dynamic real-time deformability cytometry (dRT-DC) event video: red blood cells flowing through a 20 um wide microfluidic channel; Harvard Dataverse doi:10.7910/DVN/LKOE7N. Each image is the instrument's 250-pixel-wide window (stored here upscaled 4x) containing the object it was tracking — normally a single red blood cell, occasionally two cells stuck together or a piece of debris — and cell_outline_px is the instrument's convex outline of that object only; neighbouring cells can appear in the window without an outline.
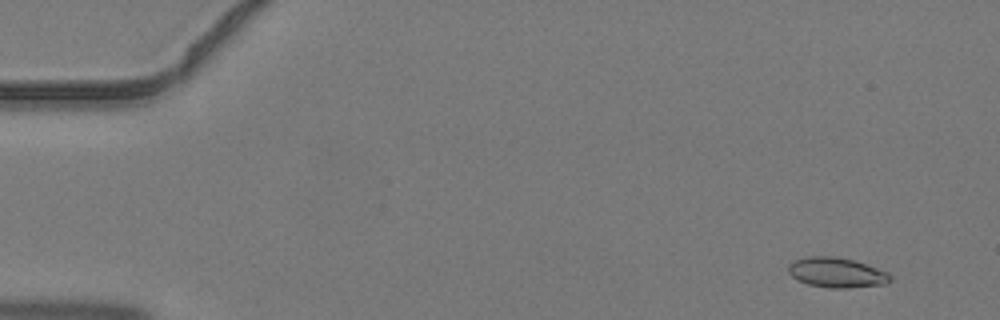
{"species": "common noctule bat (a hibernating species)", "species_latin": "Nyctalus noctula", "temperature_condition": "warm", "stored_images_in_passage": 5, "camera_frame_rate_fps": 3000, "um_per_image_px": 0.085, "animal": {"sex": "male", "body_mass_g": 19.2, "forearm_length_mm": 51.8}, "frame": {"image": 1, "passage_image": 1, "time_ms": 0.0, "image_size_px": [1000, 320], "cell_outline_px": [[892, 280], [884, 284], [848, 288], [832, 288], [808, 284], [792, 276], [788, 272], [788, 264], [792, 260], [808, 256], [836, 256], [856, 260], [888, 272], [892, 276]], "centroid_in_image_um": [71.12, 23.15], "position_along_channel_um": 13.9, "area_um2": 17.98}}
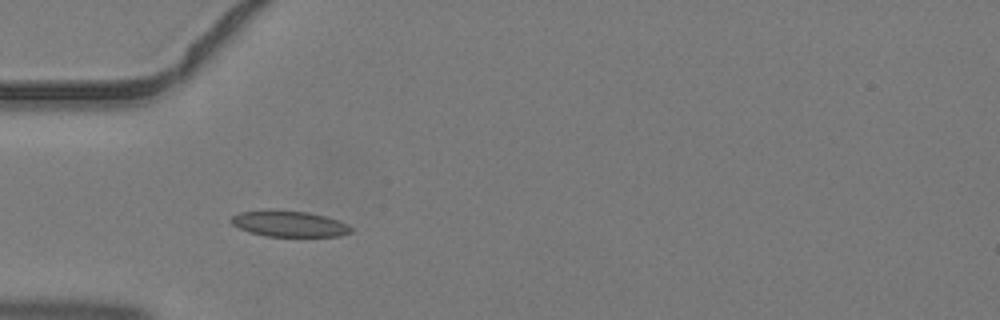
{"frame": {"image": 2, "passage_image": 4, "time_ms": 1.0, "image_size_px": [1000, 320], "cell_outline_px": [[352, 232], [340, 236], [268, 236], [248, 232], [232, 224], [232, 216], [240, 212], [308, 212], [324, 216], [348, 224], [352, 228]], "centroid_in_image_um": [24.64, 19.06], "position_along_channel_um": 60.4, "area_um2": 17.28}}
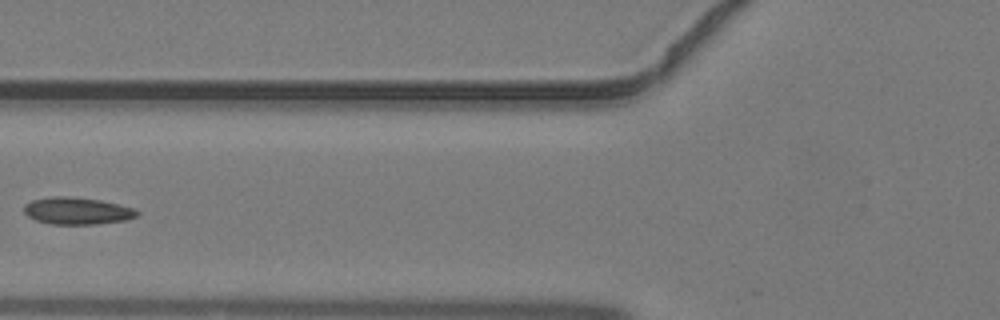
{"frame": {"image": 3, "passage_image": 5, "time_ms": 1.333, "image_size_px": [1000, 320], "cell_outline_px": [[140, 212], [136, 216], [124, 220], [96, 224], [52, 224], [36, 220], [28, 216], [24, 212], [24, 204], [32, 200], [52, 196], [72, 196], [100, 200], [136, 208]], "centroid_in_image_um": [6.55, 17.91], "position_along_channel_um": 119.2, "area_um2": 17.86}}